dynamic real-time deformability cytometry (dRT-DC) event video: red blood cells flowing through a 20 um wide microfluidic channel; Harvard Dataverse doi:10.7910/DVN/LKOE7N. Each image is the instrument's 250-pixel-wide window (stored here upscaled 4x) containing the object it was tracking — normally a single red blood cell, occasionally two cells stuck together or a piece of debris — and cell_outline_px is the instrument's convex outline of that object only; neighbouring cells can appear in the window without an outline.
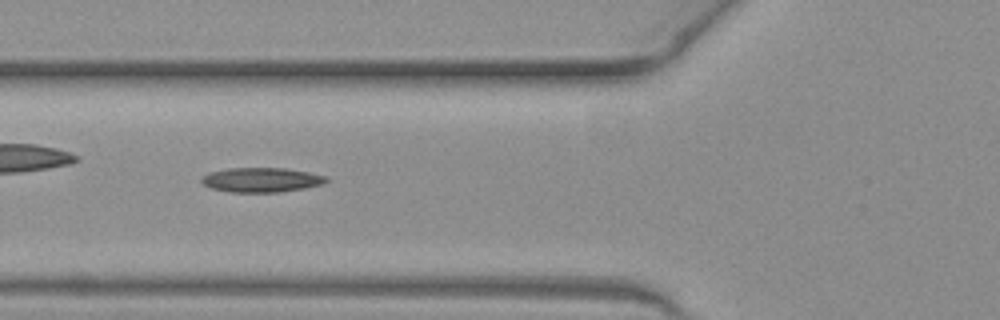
{"species": "common noctule bat (a hibernating species)", "species_latin": "Nyctalus noctula", "temperature_condition": "warm", "stored_images_in_passage": 44, "camera_frame_rate_fps": 3000, "um_per_image_px": 0.085, "animal": {"sex": "female", "body_mass_g": 19.3, "forearm_length_mm": 54.1}, "frame": {"image": 1, "passage_image": 13, "time_ms": 4.0, "image_size_px": [1000, 320], "cell_outline_px": [[328, 180], [324, 184], [304, 188], [280, 192], [232, 192], [212, 188], [204, 184], [200, 180], [208, 172], [228, 168], [284, 168], [308, 172], [324, 176]], "centroid_in_image_um": [22.21, 15.29], "position_along_channel_um": 103.6, "area_um2": 17.69}}
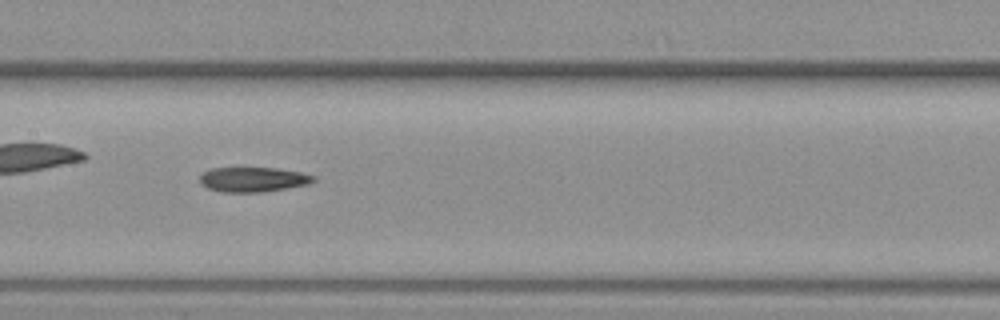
{"frame": {"image": 2, "passage_image": 19, "time_ms": 6.0, "image_size_px": [1000, 320], "cell_outline_px": [[316, 180], [308, 184], [260, 192], [220, 192], [208, 188], [200, 184], [200, 176], [204, 172], [212, 168], [276, 168], [300, 172], [316, 176]], "centroid_in_image_um": [21.5, 15.25], "position_along_channel_um": 185.9, "area_um2": 16.3}, "authors_computed_cell_mechanics": {"area_um2": 17.0799, "velocity_mm_per_s": 4.0914, "shape_relaxation_time_tau1_ms": null, "shape_relaxation_time_tau2_ms": 6.255, "deformation_change_tau1": null, "deformation_change_tau2": 0.1695}}